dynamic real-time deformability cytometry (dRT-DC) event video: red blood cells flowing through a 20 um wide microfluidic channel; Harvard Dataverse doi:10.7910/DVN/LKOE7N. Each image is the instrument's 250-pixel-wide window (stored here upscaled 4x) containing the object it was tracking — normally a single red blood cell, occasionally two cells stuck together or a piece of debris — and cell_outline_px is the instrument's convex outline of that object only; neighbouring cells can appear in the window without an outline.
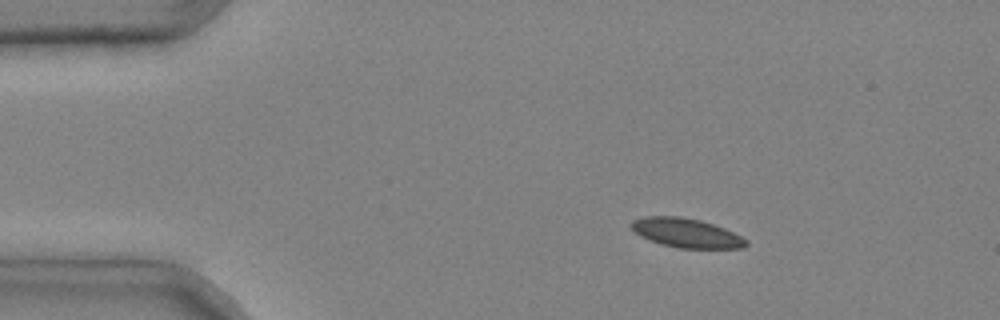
{"species": "common noctule bat (a hibernating species)", "species_latin": "Nyctalus noctula", "temperature_condition": "cold", "stored_images_in_passage": 5, "camera_frame_rate_fps": 3000, "um_per_image_px": 0.085, "animal": {"sex": "male", "body_mass_g": 20.4}, "frame": {"image": 1, "passage_image": 2, "time_ms": 0.333, "image_size_px": [1000, 320], "cell_outline_px": [[748, 244], [744, 248], [676, 248], [660, 244], [648, 240], [640, 236], [628, 224], [632, 220], [644, 216], [680, 216], [700, 220], [724, 228], [748, 240]], "centroid_in_image_um": [58.3, 19.8], "position_along_channel_um": 26.7, "area_um2": 19.65}}
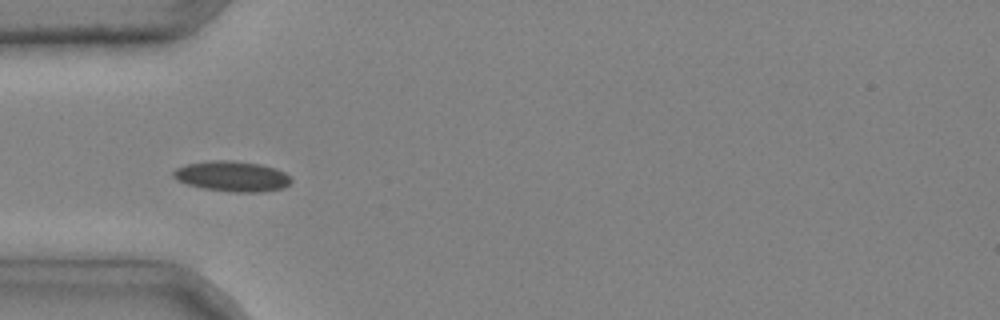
{"frame": {"image": 2, "passage_image": 4, "time_ms": 1.0, "image_size_px": [1000, 320], "cell_outline_px": [[292, 180], [284, 188], [260, 192], [232, 192], [204, 188], [188, 184], [176, 180], [172, 176], [172, 172], [176, 168], [184, 164], [208, 160], [232, 160], [260, 164], [276, 168], [284, 172]], "centroid_in_image_um": [19.7, 14.97], "position_along_channel_um": 65.3, "area_um2": 20.98}}